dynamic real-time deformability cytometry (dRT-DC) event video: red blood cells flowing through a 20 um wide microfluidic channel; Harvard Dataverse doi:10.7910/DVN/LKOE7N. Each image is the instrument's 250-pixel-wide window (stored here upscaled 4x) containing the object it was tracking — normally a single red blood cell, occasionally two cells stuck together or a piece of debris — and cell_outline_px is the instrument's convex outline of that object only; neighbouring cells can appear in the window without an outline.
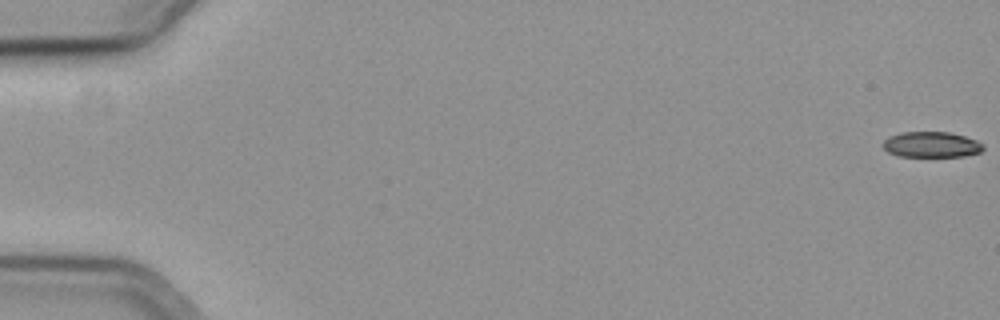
{"species": "common noctule bat (a hibernating species)", "species_latin": "Nyctalus noctula", "temperature_condition": "cold", "stored_images_in_passage": 58, "camera_frame_rate_fps": 3000, "um_per_image_px": 0.085, "animal": {"sex": "female", "body_mass_g": 19.3, "forearm_length_mm": 54.1}, "frame": {"image": 1, "passage_image": 1, "time_ms": 0.0, "image_size_px": [1000, 320], "cell_outline_px": [[984, 148], [980, 152], [964, 156], [900, 156], [888, 152], [880, 144], [888, 136], [904, 132], [948, 132], [964, 136], [976, 140], [984, 144]], "centroid_in_image_um": [79.15, 12.28], "position_along_channel_um": 5.8, "area_um2": 14.97}}
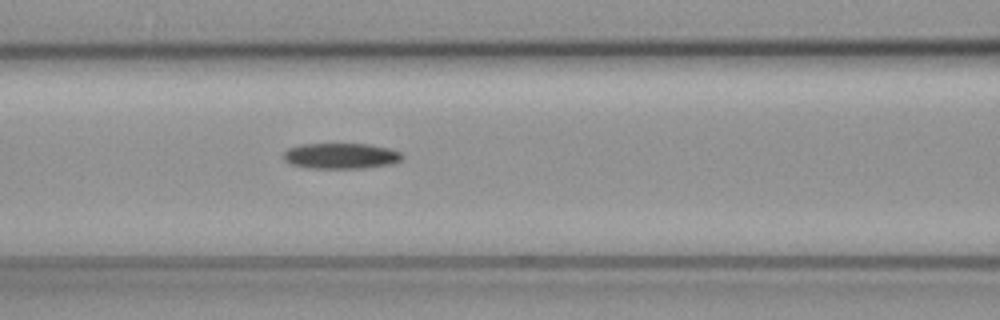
{"frame": {"image": 2, "passage_image": 26, "time_ms": 8.333, "image_size_px": [1000, 320], "cell_outline_px": [[404, 156], [400, 160], [392, 164], [364, 168], [308, 168], [292, 164], [284, 160], [284, 152], [288, 148], [300, 144], [368, 144], [388, 148], [400, 152]], "centroid_in_image_um": [28.98, 13.25], "position_along_channel_um": 137.6, "area_um2": 17.74}}
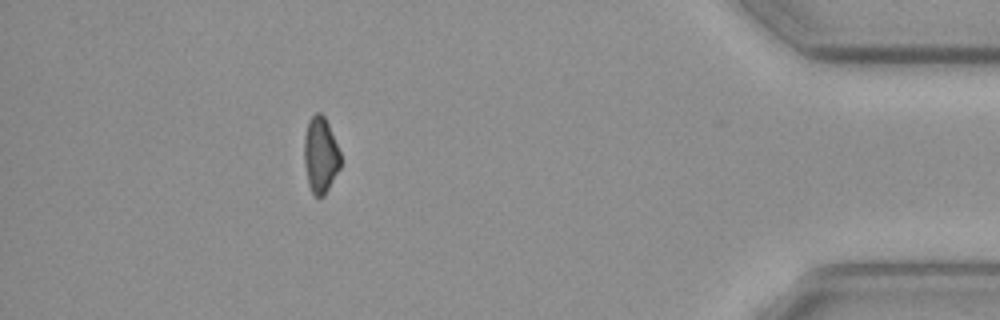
{"frame": {"image": 3, "passage_image": 52, "time_ms": 17.0, "image_size_px": [1000, 320], "cell_outline_px": [[340, 168], [324, 196], [316, 196], [312, 192], [308, 184], [304, 164], [304, 136], [308, 120], [316, 112], [320, 112], [324, 116], [328, 124], [340, 152]], "centroid_in_image_um": [27.23, 13.17], "position_along_channel_um": 408.0, "area_um2": 16.07}}